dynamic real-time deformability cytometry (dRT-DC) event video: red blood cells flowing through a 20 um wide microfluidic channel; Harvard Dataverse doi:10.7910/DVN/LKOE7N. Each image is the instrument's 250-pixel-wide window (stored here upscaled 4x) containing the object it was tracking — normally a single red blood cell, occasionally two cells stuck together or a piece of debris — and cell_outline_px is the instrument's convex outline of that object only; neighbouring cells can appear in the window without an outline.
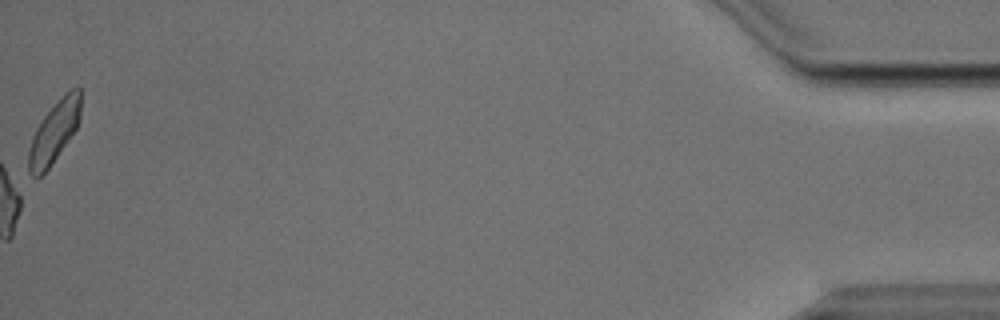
{"species": "Egyptian fruit bat (a non-hibernating species)", "species_latin": "Rousettus aegyptiacus", "temperature_condition": "cold", "stored_images_in_passage": 55, "camera_frame_rate_fps": 3000, "um_per_image_px": 0.085, "animal": {"sex": "male"}, "frame": {"image": 1, "passage_image": 55, "time_ms": 18.0, "image_size_px": [1000, 320], "cell_outline_px": [[80, 116], [76, 128], [48, 168], [36, 180], [28, 172], [28, 152], [32, 136], [36, 128], [44, 116], [64, 92], [76, 84], [80, 88]], "centroid_in_image_um": [4.59, 11.19], "position_along_channel_um": 430.6, "area_um2": 18.55}, "authors_computed_cell_mechanics": {"area_um2": 16.4152, "velocity_mm_per_s": 3.8182, "shape_relaxation_time_tau1_ms": 2.2493, "shape_relaxation_time_tau2_ms": 5.3479, "deformation_change_tau1": 0.1518, "deformation_change_tau2": 0.1077}}